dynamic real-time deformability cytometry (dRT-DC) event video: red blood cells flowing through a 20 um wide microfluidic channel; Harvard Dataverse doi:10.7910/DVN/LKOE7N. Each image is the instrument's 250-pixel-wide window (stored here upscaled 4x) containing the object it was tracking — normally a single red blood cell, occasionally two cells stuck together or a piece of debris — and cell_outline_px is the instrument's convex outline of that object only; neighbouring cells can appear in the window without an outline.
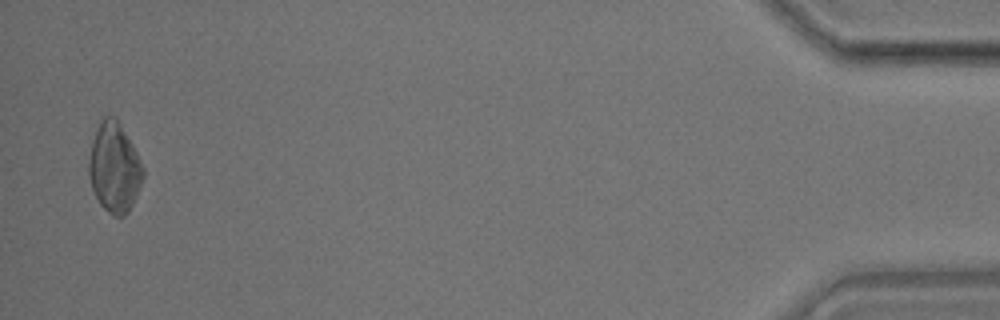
{"species": "common noctule bat (a hibernating species)", "species_latin": "Nyctalus noctula", "temperature_condition": "room temperature", "stored_images_in_passage": 38, "camera_frame_rate_fps": 3000, "um_per_image_px": 0.085, "animal": {"sex": "male", "body_mass_g": 17.9}, "frame": {"image": 1, "passage_image": 38, "time_ms": 12.333, "image_size_px": [1000, 320], "cell_outline_px": [[144, 176], [136, 196], [128, 212], [124, 216], [112, 216], [100, 204], [92, 188], [88, 176], [88, 164], [92, 140], [96, 128], [100, 120], [104, 116], [116, 116], [132, 144], [144, 168]], "centroid_in_image_um": [9.71, 14.23], "position_along_channel_um": 425.5, "area_um2": 28.38}}